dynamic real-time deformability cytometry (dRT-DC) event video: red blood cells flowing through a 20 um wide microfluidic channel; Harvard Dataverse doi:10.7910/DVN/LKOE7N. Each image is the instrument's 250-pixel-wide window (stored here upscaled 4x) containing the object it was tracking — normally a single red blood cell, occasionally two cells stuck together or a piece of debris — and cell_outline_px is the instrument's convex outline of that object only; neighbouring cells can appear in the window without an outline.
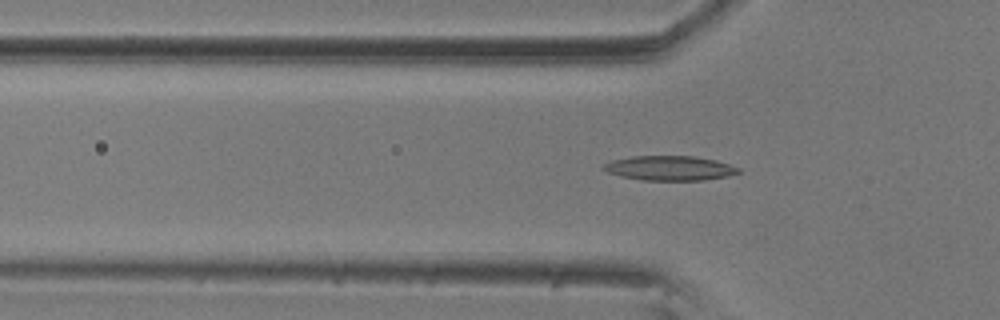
{"species": "common noctule bat (a hibernating species)", "species_latin": "Nyctalus noctula", "temperature_condition": "room temperature", "stored_images_in_passage": 56, "camera_frame_rate_fps": 3000, "um_per_image_px": 0.085, "animal": {"sex": "male", "body_mass_g": 20.5, "forearm_length_mm": 52.5}, "frame": {"image": 1, "passage_image": 17, "time_ms": 5.333, "image_size_px": [1000, 320], "cell_outline_px": [[740, 172], [728, 176], [704, 180], [640, 180], [620, 176], [608, 172], [600, 168], [604, 164], [612, 160], [632, 156], [696, 156], [716, 160], [740, 168]], "centroid_in_image_um": [56.91, 14.29], "position_along_channel_um": 68.9, "area_um2": 19.42}}
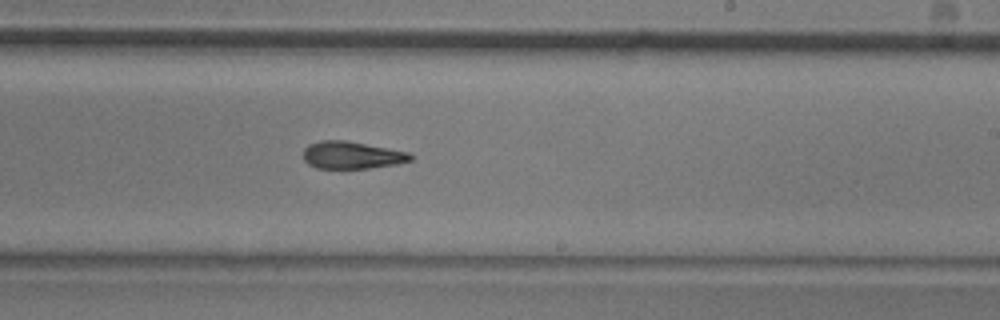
{"frame": {"image": 2, "passage_image": 33, "time_ms": 10.667, "image_size_px": [1000, 320], "cell_outline_px": [[412, 160], [396, 164], [368, 168], [316, 168], [308, 164], [304, 160], [304, 148], [308, 144], [320, 140], [344, 140], [408, 152], [412, 156]], "centroid_in_image_um": [29.86, 13.18], "position_along_channel_um": 259.1, "area_um2": 16.94}}
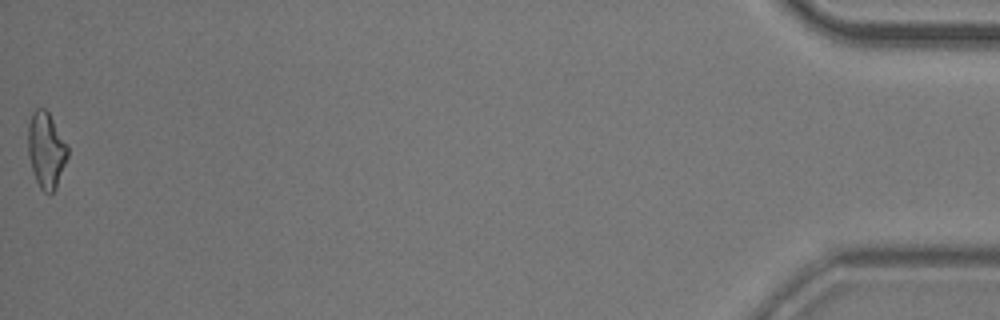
{"frame": {"image": 3, "passage_image": 56, "time_ms": 18.333, "image_size_px": [1000, 320], "cell_outline_px": [[68, 156], [56, 188], [48, 196], [40, 188], [36, 180], [28, 156], [28, 124], [32, 112], [36, 108], [44, 108], [48, 112], [68, 148]], "centroid_in_image_um": [3.9, 12.78], "position_along_channel_um": 431.3, "area_um2": 17.34}, "authors_computed_cell_mechanics": {"area_um2": 17.6579, "velocity_mm_per_s": 3.5448, "shape_relaxation_time_tau1_ms": 5.3443, "shape_relaxation_time_tau2_ms": 2.6652, "deformation_change_tau1": 0.1595, "deformation_change_tau2": 0.1068}}